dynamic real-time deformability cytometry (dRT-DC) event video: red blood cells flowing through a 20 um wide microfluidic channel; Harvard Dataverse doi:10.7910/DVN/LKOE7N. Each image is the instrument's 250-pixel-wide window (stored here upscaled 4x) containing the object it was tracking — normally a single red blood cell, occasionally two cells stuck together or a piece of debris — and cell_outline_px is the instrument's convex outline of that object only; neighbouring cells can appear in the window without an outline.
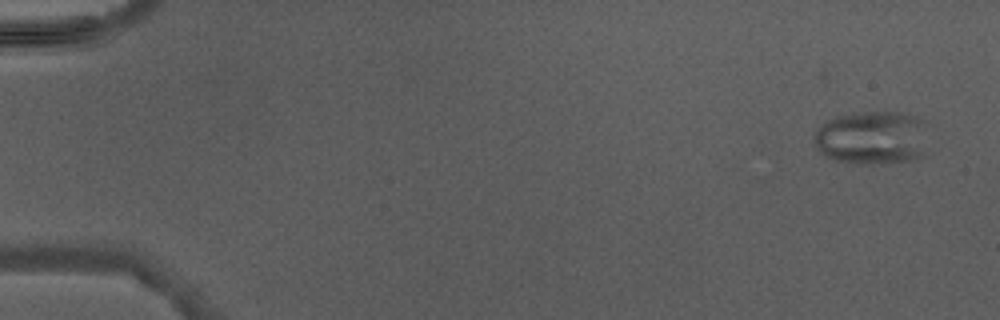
{"species": "Egyptian fruit bat (a non-hibernating species)", "species_latin": "Rousettus aegyptiacus", "temperature_condition": "warm", "stored_images_in_passage": 2, "camera_frame_rate_fps": 3000, "um_per_image_px": 0.085, "animal": {"sex": "male"}, "frame": {"image": 1, "passage_image": 2, "time_ms": 1.333, "image_size_px": [1000, 320], "cell_outline_px": [[924, 156], [916, 160], [864, 164], [860, 164], [836, 160], [820, 152], [816, 144], [816, 128], [828, 120], [840, 116], [864, 112], [900, 112], [916, 116], [924, 120]], "centroid_in_image_um": [74.15, 11.71], "position_along_channel_um": 10.8, "area_um2": 35.26}}